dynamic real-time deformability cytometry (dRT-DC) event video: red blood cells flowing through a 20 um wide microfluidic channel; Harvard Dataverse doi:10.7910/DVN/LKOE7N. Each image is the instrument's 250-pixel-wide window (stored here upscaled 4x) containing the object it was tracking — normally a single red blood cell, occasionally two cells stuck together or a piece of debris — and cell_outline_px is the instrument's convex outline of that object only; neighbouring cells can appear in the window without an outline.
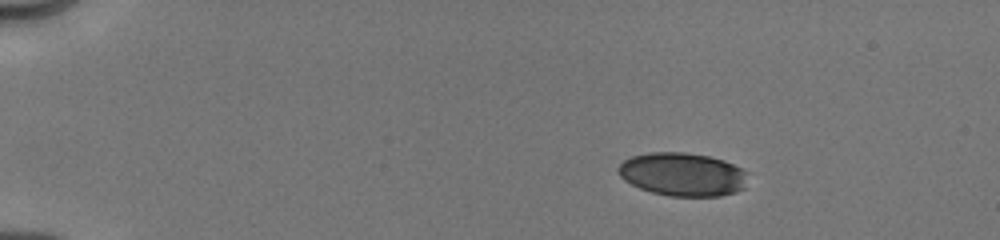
{"species": "human", "species_latin": "Homo sapiens", "temperature_condition": "cold", "stored_images_in_passage": 36, "camera_frame_rate_fps": 3000, "um_per_image_px": 0.085, "donor": {"sex": "male"}, "frame": {"image": 1, "passage_image": 5, "time_ms": 2.667, "image_size_px": [1000, 240], "cell_outline_px": [[748, 172], [744, 188], [736, 192], [720, 196], [668, 196], [652, 192], [640, 188], [624, 180], [616, 172], [616, 168], [624, 160], [632, 156], [648, 152], [684, 152], [708, 156], [724, 160]], "centroid_in_image_um": [58.0, 14.82], "position_along_channel_um": 27.0, "area_um2": 32.89}}
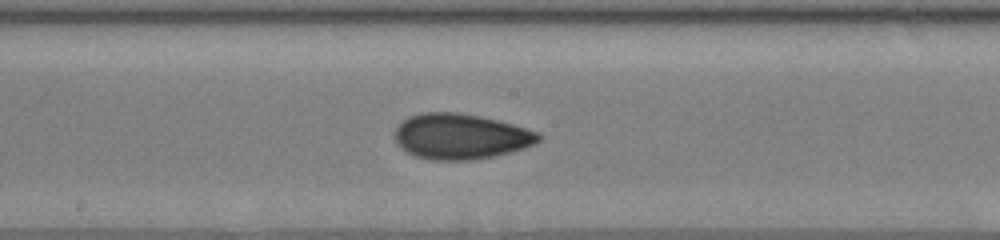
{"frame": {"image": 2, "passage_image": 24, "time_ms": 9.667, "image_size_px": [1000, 240], "cell_outline_px": [[544, 136], [536, 144], [524, 148], [492, 156], [468, 160], [432, 160], [416, 156], [400, 148], [396, 144], [396, 128], [408, 116], [424, 112], [456, 112], [480, 116], [512, 124], [540, 132]], "centroid_in_image_um": [39.17, 11.59], "position_along_channel_um": 209.0, "area_um2": 38.03}}
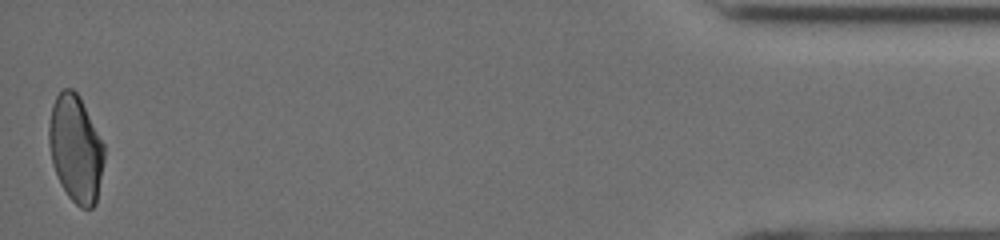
{"frame": {"image": 3, "passage_image": 36, "time_ms": 17.0, "image_size_px": [1000, 240], "cell_outline_px": [[104, 160], [96, 204], [92, 208], [80, 208], [68, 196], [60, 184], [52, 164], [48, 140], [48, 128], [52, 104], [56, 96], [64, 88], [72, 88], [80, 96], [104, 144]], "centroid_in_image_um": [6.43, 12.64], "position_along_channel_um": 428.8, "area_um2": 34.68}, "authors_computed_cell_mechanics": {"area_um2": 35.7204, "velocity_mm_per_s": 4.035, "shape_relaxation_time_tau1_ms": 8.5622, "shape_relaxation_time_tau2_ms": 1.8598, "deformation_change_tau1": 0.1968, "deformation_change_tau2": 0.0703}}